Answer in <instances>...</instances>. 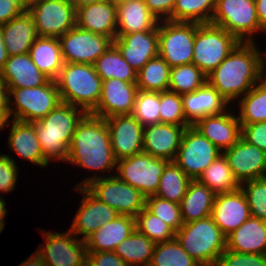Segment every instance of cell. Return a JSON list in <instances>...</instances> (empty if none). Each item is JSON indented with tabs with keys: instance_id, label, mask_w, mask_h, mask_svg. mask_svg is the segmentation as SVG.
<instances>
[{
	"instance_id": "6da1fadb",
	"label": "cell",
	"mask_w": 266,
	"mask_h": 266,
	"mask_svg": "<svg viewBox=\"0 0 266 266\" xmlns=\"http://www.w3.org/2000/svg\"><path fill=\"white\" fill-rule=\"evenodd\" d=\"M252 42H240L207 76V83L230 103L246 94L263 77L265 60ZM264 60V61H263Z\"/></svg>"
},
{
	"instance_id": "7a4b0ae2",
	"label": "cell",
	"mask_w": 266,
	"mask_h": 266,
	"mask_svg": "<svg viewBox=\"0 0 266 266\" xmlns=\"http://www.w3.org/2000/svg\"><path fill=\"white\" fill-rule=\"evenodd\" d=\"M88 169L116 168L106 120L87 113L78 123L68 150V160Z\"/></svg>"
},
{
	"instance_id": "3957f363",
	"label": "cell",
	"mask_w": 266,
	"mask_h": 266,
	"mask_svg": "<svg viewBox=\"0 0 266 266\" xmlns=\"http://www.w3.org/2000/svg\"><path fill=\"white\" fill-rule=\"evenodd\" d=\"M87 113L78 107L61 102L44 118L35 121V131L44 157L50 161L68 160V150L78 123Z\"/></svg>"
},
{
	"instance_id": "277c9868",
	"label": "cell",
	"mask_w": 266,
	"mask_h": 266,
	"mask_svg": "<svg viewBox=\"0 0 266 266\" xmlns=\"http://www.w3.org/2000/svg\"><path fill=\"white\" fill-rule=\"evenodd\" d=\"M56 82L62 102L80 107L86 113L97 107L103 81L93 65L64 63Z\"/></svg>"
},
{
	"instance_id": "5b68a950",
	"label": "cell",
	"mask_w": 266,
	"mask_h": 266,
	"mask_svg": "<svg viewBox=\"0 0 266 266\" xmlns=\"http://www.w3.org/2000/svg\"><path fill=\"white\" fill-rule=\"evenodd\" d=\"M175 238L184 251L201 266H215L226 250V236L211 215L184 223L176 231Z\"/></svg>"
},
{
	"instance_id": "8992f818",
	"label": "cell",
	"mask_w": 266,
	"mask_h": 266,
	"mask_svg": "<svg viewBox=\"0 0 266 266\" xmlns=\"http://www.w3.org/2000/svg\"><path fill=\"white\" fill-rule=\"evenodd\" d=\"M239 43L233 34L220 26L195 23L192 63L208 76Z\"/></svg>"
},
{
	"instance_id": "52a82bcc",
	"label": "cell",
	"mask_w": 266,
	"mask_h": 266,
	"mask_svg": "<svg viewBox=\"0 0 266 266\" xmlns=\"http://www.w3.org/2000/svg\"><path fill=\"white\" fill-rule=\"evenodd\" d=\"M77 187H86L102 203L113 208L119 215H136L145 208L146 196L115 174L109 177L93 176Z\"/></svg>"
},
{
	"instance_id": "ba28073f",
	"label": "cell",
	"mask_w": 266,
	"mask_h": 266,
	"mask_svg": "<svg viewBox=\"0 0 266 266\" xmlns=\"http://www.w3.org/2000/svg\"><path fill=\"white\" fill-rule=\"evenodd\" d=\"M211 23L233 34L240 42H252V33L265 31L259 23L255 0H215Z\"/></svg>"
},
{
	"instance_id": "9c48e42d",
	"label": "cell",
	"mask_w": 266,
	"mask_h": 266,
	"mask_svg": "<svg viewBox=\"0 0 266 266\" xmlns=\"http://www.w3.org/2000/svg\"><path fill=\"white\" fill-rule=\"evenodd\" d=\"M9 96H14L16 110L10 108L13 119L24 122H35L44 118L61 102L56 80H49L45 85L32 88H8Z\"/></svg>"
},
{
	"instance_id": "30bf717a",
	"label": "cell",
	"mask_w": 266,
	"mask_h": 266,
	"mask_svg": "<svg viewBox=\"0 0 266 266\" xmlns=\"http://www.w3.org/2000/svg\"><path fill=\"white\" fill-rule=\"evenodd\" d=\"M168 160L141 152L117 161L115 174L120 180L139 190L144 196L154 195Z\"/></svg>"
},
{
	"instance_id": "8fae6325",
	"label": "cell",
	"mask_w": 266,
	"mask_h": 266,
	"mask_svg": "<svg viewBox=\"0 0 266 266\" xmlns=\"http://www.w3.org/2000/svg\"><path fill=\"white\" fill-rule=\"evenodd\" d=\"M158 26V55L171 68L192 63L195 22H173Z\"/></svg>"
},
{
	"instance_id": "7c38bea8",
	"label": "cell",
	"mask_w": 266,
	"mask_h": 266,
	"mask_svg": "<svg viewBox=\"0 0 266 266\" xmlns=\"http://www.w3.org/2000/svg\"><path fill=\"white\" fill-rule=\"evenodd\" d=\"M220 154L213 143L194 126H190L184 132L174 162L191 180H197Z\"/></svg>"
},
{
	"instance_id": "4fadbf2b",
	"label": "cell",
	"mask_w": 266,
	"mask_h": 266,
	"mask_svg": "<svg viewBox=\"0 0 266 266\" xmlns=\"http://www.w3.org/2000/svg\"><path fill=\"white\" fill-rule=\"evenodd\" d=\"M27 11L39 37L59 38L76 26V8L69 0H41Z\"/></svg>"
},
{
	"instance_id": "5bb4252c",
	"label": "cell",
	"mask_w": 266,
	"mask_h": 266,
	"mask_svg": "<svg viewBox=\"0 0 266 266\" xmlns=\"http://www.w3.org/2000/svg\"><path fill=\"white\" fill-rule=\"evenodd\" d=\"M64 63L93 65L113 44L110 37L84 31L77 26L59 38Z\"/></svg>"
},
{
	"instance_id": "9a60e30c",
	"label": "cell",
	"mask_w": 266,
	"mask_h": 266,
	"mask_svg": "<svg viewBox=\"0 0 266 266\" xmlns=\"http://www.w3.org/2000/svg\"><path fill=\"white\" fill-rule=\"evenodd\" d=\"M222 154L240 185L249 180L266 178V152L242 137Z\"/></svg>"
},
{
	"instance_id": "2e32d148",
	"label": "cell",
	"mask_w": 266,
	"mask_h": 266,
	"mask_svg": "<svg viewBox=\"0 0 266 266\" xmlns=\"http://www.w3.org/2000/svg\"><path fill=\"white\" fill-rule=\"evenodd\" d=\"M105 120L117 161L143 152L144 126L132 114L115 115Z\"/></svg>"
},
{
	"instance_id": "e0dca14e",
	"label": "cell",
	"mask_w": 266,
	"mask_h": 266,
	"mask_svg": "<svg viewBox=\"0 0 266 266\" xmlns=\"http://www.w3.org/2000/svg\"><path fill=\"white\" fill-rule=\"evenodd\" d=\"M46 244L37 250L46 266H80L87 256L85 240L75 239L71 231L45 232ZM73 235V236H72Z\"/></svg>"
},
{
	"instance_id": "ac0fdd59",
	"label": "cell",
	"mask_w": 266,
	"mask_h": 266,
	"mask_svg": "<svg viewBox=\"0 0 266 266\" xmlns=\"http://www.w3.org/2000/svg\"><path fill=\"white\" fill-rule=\"evenodd\" d=\"M139 89L136 83L110 79L102 82L97 107L90 113L100 118L132 114Z\"/></svg>"
},
{
	"instance_id": "d6986e66",
	"label": "cell",
	"mask_w": 266,
	"mask_h": 266,
	"mask_svg": "<svg viewBox=\"0 0 266 266\" xmlns=\"http://www.w3.org/2000/svg\"><path fill=\"white\" fill-rule=\"evenodd\" d=\"M113 45L138 72L150 59L158 56V25L151 31L116 34Z\"/></svg>"
},
{
	"instance_id": "ffe728a7",
	"label": "cell",
	"mask_w": 266,
	"mask_h": 266,
	"mask_svg": "<svg viewBox=\"0 0 266 266\" xmlns=\"http://www.w3.org/2000/svg\"><path fill=\"white\" fill-rule=\"evenodd\" d=\"M76 189L85 195L72 222L70 231L74 235H83L82 239L85 240L93 232L97 231L100 226L113 221L119 214L107 204L102 203L86 187H77Z\"/></svg>"
},
{
	"instance_id": "44dd1931",
	"label": "cell",
	"mask_w": 266,
	"mask_h": 266,
	"mask_svg": "<svg viewBox=\"0 0 266 266\" xmlns=\"http://www.w3.org/2000/svg\"><path fill=\"white\" fill-rule=\"evenodd\" d=\"M211 216L226 237L249 219L250 208L241 188L217 194Z\"/></svg>"
},
{
	"instance_id": "7402d4cb",
	"label": "cell",
	"mask_w": 266,
	"mask_h": 266,
	"mask_svg": "<svg viewBox=\"0 0 266 266\" xmlns=\"http://www.w3.org/2000/svg\"><path fill=\"white\" fill-rule=\"evenodd\" d=\"M187 127L158 123L144 126L143 152L174 161Z\"/></svg>"
},
{
	"instance_id": "603a6c76",
	"label": "cell",
	"mask_w": 266,
	"mask_h": 266,
	"mask_svg": "<svg viewBox=\"0 0 266 266\" xmlns=\"http://www.w3.org/2000/svg\"><path fill=\"white\" fill-rule=\"evenodd\" d=\"M76 26L84 31L116 38L117 7L109 0L76 9Z\"/></svg>"
},
{
	"instance_id": "cb8c5ba5",
	"label": "cell",
	"mask_w": 266,
	"mask_h": 266,
	"mask_svg": "<svg viewBox=\"0 0 266 266\" xmlns=\"http://www.w3.org/2000/svg\"><path fill=\"white\" fill-rule=\"evenodd\" d=\"M193 126L221 152L232 147L241 137V123L238 117L226 111L206 116Z\"/></svg>"
},
{
	"instance_id": "d4e9b609",
	"label": "cell",
	"mask_w": 266,
	"mask_h": 266,
	"mask_svg": "<svg viewBox=\"0 0 266 266\" xmlns=\"http://www.w3.org/2000/svg\"><path fill=\"white\" fill-rule=\"evenodd\" d=\"M182 104L186 120L193 126L206 116L224 113L229 103L206 83L194 92L183 94Z\"/></svg>"
},
{
	"instance_id": "484cf974",
	"label": "cell",
	"mask_w": 266,
	"mask_h": 266,
	"mask_svg": "<svg viewBox=\"0 0 266 266\" xmlns=\"http://www.w3.org/2000/svg\"><path fill=\"white\" fill-rule=\"evenodd\" d=\"M135 230V217L118 215L85 239L87 252L114 251Z\"/></svg>"
},
{
	"instance_id": "4316f807",
	"label": "cell",
	"mask_w": 266,
	"mask_h": 266,
	"mask_svg": "<svg viewBox=\"0 0 266 266\" xmlns=\"http://www.w3.org/2000/svg\"><path fill=\"white\" fill-rule=\"evenodd\" d=\"M1 74L7 88H32L45 85L50 80L33 63L29 53L9 56Z\"/></svg>"
},
{
	"instance_id": "83f0119b",
	"label": "cell",
	"mask_w": 266,
	"mask_h": 266,
	"mask_svg": "<svg viewBox=\"0 0 266 266\" xmlns=\"http://www.w3.org/2000/svg\"><path fill=\"white\" fill-rule=\"evenodd\" d=\"M226 250L266 254V221L251 216L226 237Z\"/></svg>"
},
{
	"instance_id": "f1b7e54d",
	"label": "cell",
	"mask_w": 266,
	"mask_h": 266,
	"mask_svg": "<svg viewBox=\"0 0 266 266\" xmlns=\"http://www.w3.org/2000/svg\"><path fill=\"white\" fill-rule=\"evenodd\" d=\"M1 31L9 56L29 53L34 41L39 37L28 11L1 25Z\"/></svg>"
},
{
	"instance_id": "f546056e",
	"label": "cell",
	"mask_w": 266,
	"mask_h": 266,
	"mask_svg": "<svg viewBox=\"0 0 266 266\" xmlns=\"http://www.w3.org/2000/svg\"><path fill=\"white\" fill-rule=\"evenodd\" d=\"M8 143L10 149L24 159L42 167L48 166L49 161L41 150L34 123L13 119Z\"/></svg>"
},
{
	"instance_id": "4dcf8cb0",
	"label": "cell",
	"mask_w": 266,
	"mask_h": 266,
	"mask_svg": "<svg viewBox=\"0 0 266 266\" xmlns=\"http://www.w3.org/2000/svg\"><path fill=\"white\" fill-rule=\"evenodd\" d=\"M159 22L144 0H131L117 7L116 34L151 31Z\"/></svg>"
},
{
	"instance_id": "1f68e13d",
	"label": "cell",
	"mask_w": 266,
	"mask_h": 266,
	"mask_svg": "<svg viewBox=\"0 0 266 266\" xmlns=\"http://www.w3.org/2000/svg\"><path fill=\"white\" fill-rule=\"evenodd\" d=\"M216 194L198 180H191L180 207L184 223L206 218L212 214Z\"/></svg>"
},
{
	"instance_id": "d6a6232c",
	"label": "cell",
	"mask_w": 266,
	"mask_h": 266,
	"mask_svg": "<svg viewBox=\"0 0 266 266\" xmlns=\"http://www.w3.org/2000/svg\"><path fill=\"white\" fill-rule=\"evenodd\" d=\"M38 69L51 80H56L64 65L60 41L57 37H38L29 51Z\"/></svg>"
},
{
	"instance_id": "836d02e7",
	"label": "cell",
	"mask_w": 266,
	"mask_h": 266,
	"mask_svg": "<svg viewBox=\"0 0 266 266\" xmlns=\"http://www.w3.org/2000/svg\"><path fill=\"white\" fill-rule=\"evenodd\" d=\"M93 66L102 81L115 78L137 83V71L125 61L113 44L96 60Z\"/></svg>"
},
{
	"instance_id": "e575fe53",
	"label": "cell",
	"mask_w": 266,
	"mask_h": 266,
	"mask_svg": "<svg viewBox=\"0 0 266 266\" xmlns=\"http://www.w3.org/2000/svg\"><path fill=\"white\" fill-rule=\"evenodd\" d=\"M155 246L156 243L136 229L114 252L129 266H149Z\"/></svg>"
},
{
	"instance_id": "d590c367",
	"label": "cell",
	"mask_w": 266,
	"mask_h": 266,
	"mask_svg": "<svg viewBox=\"0 0 266 266\" xmlns=\"http://www.w3.org/2000/svg\"><path fill=\"white\" fill-rule=\"evenodd\" d=\"M216 195L235 191L240 184L233 175L223 154H220L197 179Z\"/></svg>"
},
{
	"instance_id": "8d00e7d4",
	"label": "cell",
	"mask_w": 266,
	"mask_h": 266,
	"mask_svg": "<svg viewBox=\"0 0 266 266\" xmlns=\"http://www.w3.org/2000/svg\"><path fill=\"white\" fill-rule=\"evenodd\" d=\"M171 67L159 55L137 72V87L150 92L168 91Z\"/></svg>"
},
{
	"instance_id": "74e56055",
	"label": "cell",
	"mask_w": 266,
	"mask_h": 266,
	"mask_svg": "<svg viewBox=\"0 0 266 266\" xmlns=\"http://www.w3.org/2000/svg\"><path fill=\"white\" fill-rule=\"evenodd\" d=\"M190 181L191 179L174 161H169L163 169L159 187L154 195L180 204Z\"/></svg>"
},
{
	"instance_id": "f35d334b",
	"label": "cell",
	"mask_w": 266,
	"mask_h": 266,
	"mask_svg": "<svg viewBox=\"0 0 266 266\" xmlns=\"http://www.w3.org/2000/svg\"><path fill=\"white\" fill-rule=\"evenodd\" d=\"M215 0H176L172 15L173 22L211 23Z\"/></svg>"
},
{
	"instance_id": "ab89813d",
	"label": "cell",
	"mask_w": 266,
	"mask_h": 266,
	"mask_svg": "<svg viewBox=\"0 0 266 266\" xmlns=\"http://www.w3.org/2000/svg\"><path fill=\"white\" fill-rule=\"evenodd\" d=\"M240 101L238 120L241 124L266 121V82L260 80L258 85L249 90Z\"/></svg>"
},
{
	"instance_id": "60d3db41",
	"label": "cell",
	"mask_w": 266,
	"mask_h": 266,
	"mask_svg": "<svg viewBox=\"0 0 266 266\" xmlns=\"http://www.w3.org/2000/svg\"><path fill=\"white\" fill-rule=\"evenodd\" d=\"M207 83V75L195 64L171 68L168 90L180 95L194 92Z\"/></svg>"
},
{
	"instance_id": "b9f144b4",
	"label": "cell",
	"mask_w": 266,
	"mask_h": 266,
	"mask_svg": "<svg viewBox=\"0 0 266 266\" xmlns=\"http://www.w3.org/2000/svg\"><path fill=\"white\" fill-rule=\"evenodd\" d=\"M149 266H201L189 256L176 238L156 243Z\"/></svg>"
},
{
	"instance_id": "7bdbcfd3",
	"label": "cell",
	"mask_w": 266,
	"mask_h": 266,
	"mask_svg": "<svg viewBox=\"0 0 266 266\" xmlns=\"http://www.w3.org/2000/svg\"><path fill=\"white\" fill-rule=\"evenodd\" d=\"M135 219L136 229L154 243L167 242L175 238L176 231L146 207L136 215Z\"/></svg>"
},
{
	"instance_id": "ee69618b",
	"label": "cell",
	"mask_w": 266,
	"mask_h": 266,
	"mask_svg": "<svg viewBox=\"0 0 266 266\" xmlns=\"http://www.w3.org/2000/svg\"><path fill=\"white\" fill-rule=\"evenodd\" d=\"M160 92L139 90L132 115L143 125L160 123Z\"/></svg>"
},
{
	"instance_id": "f6af8a7d",
	"label": "cell",
	"mask_w": 266,
	"mask_h": 266,
	"mask_svg": "<svg viewBox=\"0 0 266 266\" xmlns=\"http://www.w3.org/2000/svg\"><path fill=\"white\" fill-rule=\"evenodd\" d=\"M160 123L174 124L178 126H192L183 112L182 95L164 91L160 92Z\"/></svg>"
},
{
	"instance_id": "bcb514c9",
	"label": "cell",
	"mask_w": 266,
	"mask_h": 266,
	"mask_svg": "<svg viewBox=\"0 0 266 266\" xmlns=\"http://www.w3.org/2000/svg\"><path fill=\"white\" fill-rule=\"evenodd\" d=\"M145 207L159 219L178 231L184 224L180 204L155 195L146 197Z\"/></svg>"
},
{
	"instance_id": "7dc6e473",
	"label": "cell",
	"mask_w": 266,
	"mask_h": 266,
	"mask_svg": "<svg viewBox=\"0 0 266 266\" xmlns=\"http://www.w3.org/2000/svg\"><path fill=\"white\" fill-rule=\"evenodd\" d=\"M243 183H246V187L241 185L240 188L246 197L251 216L266 221V178Z\"/></svg>"
},
{
	"instance_id": "c3c4849f",
	"label": "cell",
	"mask_w": 266,
	"mask_h": 266,
	"mask_svg": "<svg viewBox=\"0 0 266 266\" xmlns=\"http://www.w3.org/2000/svg\"><path fill=\"white\" fill-rule=\"evenodd\" d=\"M215 266H266V254L238 253L225 250Z\"/></svg>"
},
{
	"instance_id": "681fc988",
	"label": "cell",
	"mask_w": 266,
	"mask_h": 266,
	"mask_svg": "<svg viewBox=\"0 0 266 266\" xmlns=\"http://www.w3.org/2000/svg\"><path fill=\"white\" fill-rule=\"evenodd\" d=\"M17 166L8 155H0V191L9 192L14 189L17 181Z\"/></svg>"
},
{
	"instance_id": "f907efd6",
	"label": "cell",
	"mask_w": 266,
	"mask_h": 266,
	"mask_svg": "<svg viewBox=\"0 0 266 266\" xmlns=\"http://www.w3.org/2000/svg\"><path fill=\"white\" fill-rule=\"evenodd\" d=\"M241 137L266 152V121L241 124Z\"/></svg>"
},
{
	"instance_id": "816d5d0a",
	"label": "cell",
	"mask_w": 266,
	"mask_h": 266,
	"mask_svg": "<svg viewBox=\"0 0 266 266\" xmlns=\"http://www.w3.org/2000/svg\"><path fill=\"white\" fill-rule=\"evenodd\" d=\"M86 259L92 266H129L114 251L87 252Z\"/></svg>"
},
{
	"instance_id": "f5cc1de1",
	"label": "cell",
	"mask_w": 266,
	"mask_h": 266,
	"mask_svg": "<svg viewBox=\"0 0 266 266\" xmlns=\"http://www.w3.org/2000/svg\"><path fill=\"white\" fill-rule=\"evenodd\" d=\"M26 11L20 0H0V26Z\"/></svg>"
},
{
	"instance_id": "db71d44e",
	"label": "cell",
	"mask_w": 266,
	"mask_h": 266,
	"mask_svg": "<svg viewBox=\"0 0 266 266\" xmlns=\"http://www.w3.org/2000/svg\"><path fill=\"white\" fill-rule=\"evenodd\" d=\"M145 4L147 5V8L149 11L158 19L168 20L173 11L174 4L176 0H144ZM160 18V19H159Z\"/></svg>"
},
{
	"instance_id": "11a10c76",
	"label": "cell",
	"mask_w": 266,
	"mask_h": 266,
	"mask_svg": "<svg viewBox=\"0 0 266 266\" xmlns=\"http://www.w3.org/2000/svg\"><path fill=\"white\" fill-rule=\"evenodd\" d=\"M255 4L259 23L266 31V0H255Z\"/></svg>"
},
{
	"instance_id": "9f6ffc18",
	"label": "cell",
	"mask_w": 266,
	"mask_h": 266,
	"mask_svg": "<svg viewBox=\"0 0 266 266\" xmlns=\"http://www.w3.org/2000/svg\"><path fill=\"white\" fill-rule=\"evenodd\" d=\"M19 266H46L43 258L36 251L35 255L27 258V260L23 261Z\"/></svg>"
},
{
	"instance_id": "6f0895ef",
	"label": "cell",
	"mask_w": 266,
	"mask_h": 266,
	"mask_svg": "<svg viewBox=\"0 0 266 266\" xmlns=\"http://www.w3.org/2000/svg\"><path fill=\"white\" fill-rule=\"evenodd\" d=\"M10 100L9 91H0V111H10Z\"/></svg>"
},
{
	"instance_id": "680465c9",
	"label": "cell",
	"mask_w": 266,
	"mask_h": 266,
	"mask_svg": "<svg viewBox=\"0 0 266 266\" xmlns=\"http://www.w3.org/2000/svg\"><path fill=\"white\" fill-rule=\"evenodd\" d=\"M8 57L9 55L7 53L6 46L4 44L1 26H0V71L4 67V64L6 63Z\"/></svg>"
},
{
	"instance_id": "91938a15",
	"label": "cell",
	"mask_w": 266,
	"mask_h": 266,
	"mask_svg": "<svg viewBox=\"0 0 266 266\" xmlns=\"http://www.w3.org/2000/svg\"><path fill=\"white\" fill-rule=\"evenodd\" d=\"M6 207H5V201L4 199H2V197L0 198V230L2 231L3 228L5 227V220L3 219L6 215Z\"/></svg>"
},
{
	"instance_id": "94428289",
	"label": "cell",
	"mask_w": 266,
	"mask_h": 266,
	"mask_svg": "<svg viewBox=\"0 0 266 266\" xmlns=\"http://www.w3.org/2000/svg\"><path fill=\"white\" fill-rule=\"evenodd\" d=\"M69 1L72 2L74 4V7L77 9V8H79L81 6L94 4V3L101 2V1H104V0H69Z\"/></svg>"
},
{
	"instance_id": "6125c7cd",
	"label": "cell",
	"mask_w": 266,
	"mask_h": 266,
	"mask_svg": "<svg viewBox=\"0 0 266 266\" xmlns=\"http://www.w3.org/2000/svg\"><path fill=\"white\" fill-rule=\"evenodd\" d=\"M10 111H0V129L4 128L10 122ZM8 122V123H7Z\"/></svg>"
},
{
	"instance_id": "be15d7a7",
	"label": "cell",
	"mask_w": 266,
	"mask_h": 266,
	"mask_svg": "<svg viewBox=\"0 0 266 266\" xmlns=\"http://www.w3.org/2000/svg\"><path fill=\"white\" fill-rule=\"evenodd\" d=\"M0 91H9V89L6 86L4 77L1 74V71H0Z\"/></svg>"
},
{
	"instance_id": "e7e4bbea",
	"label": "cell",
	"mask_w": 266,
	"mask_h": 266,
	"mask_svg": "<svg viewBox=\"0 0 266 266\" xmlns=\"http://www.w3.org/2000/svg\"><path fill=\"white\" fill-rule=\"evenodd\" d=\"M23 5L28 9L30 6H32L33 4L41 1V0H20Z\"/></svg>"
},
{
	"instance_id": "03108f58",
	"label": "cell",
	"mask_w": 266,
	"mask_h": 266,
	"mask_svg": "<svg viewBox=\"0 0 266 266\" xmlns=\"http://www.w3.org/2000/svg\"><path fill=\"white\" fill-rule=\"evenodd\" d=\"M109 1H111L115 7H118L122 4H125L129 1H131V0H109Z\"/></svg>"
},
{
	"instance_id": "003e7915",
	"label": "cell",
	"mask_w": 266,
	"mask_h": 266,
	"mask_svg": "<svg viewBox=\"0 0 266 266\" xmlns=\"http://www.w3.org/2000/svg\"><path fill=\"white\" fill-rule=\"evenodd\" d=\"M80 266H92V264L87 259H85Z\"/></svg>"
}]
</instances>
